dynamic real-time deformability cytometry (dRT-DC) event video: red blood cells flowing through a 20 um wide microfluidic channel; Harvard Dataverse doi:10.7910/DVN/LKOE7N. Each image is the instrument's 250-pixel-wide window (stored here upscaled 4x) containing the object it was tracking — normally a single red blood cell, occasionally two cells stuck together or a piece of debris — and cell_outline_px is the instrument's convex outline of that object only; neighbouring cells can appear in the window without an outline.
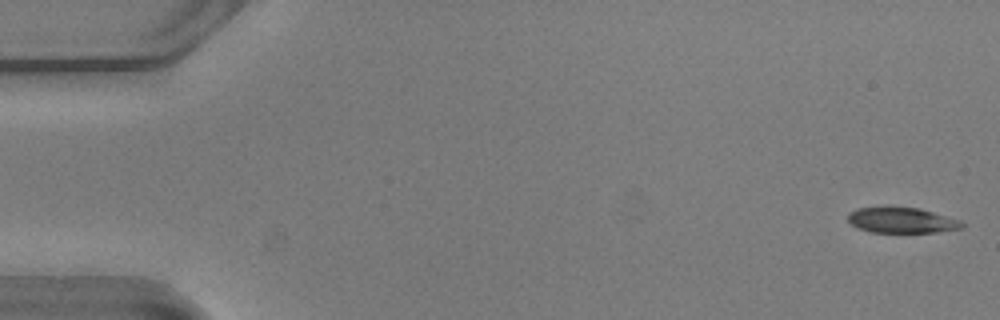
{"species": "common noctule bat (a hibernating species)", "species_latin": "Nyctalus noctula", "temperature_condition": "warm", "stored_images_in_passage": 54, "camera_frame_rate_fps": 3000, "um_per_image_px": 0.085, "animal": {"sex": "male", "body_mass_g": 20.5, "forearm_length_mm": 52.5}, "frame": {"image": 1, "passage_image": 1, "time_ms": 0.0, "image_size_px": [1000, 320], "cell_outline_px": [[964, 228], [936, 232], [868, 232], [856, 228], [848, 220], [848, 212], [856, 208], [884, 204], [888, 204], [920, 208], [960, 220], [964, 224]], "centroid_in_image_um": [76.57, 18.67], "position_along_channel_um": 8.4, "area_um2": 17.8}}
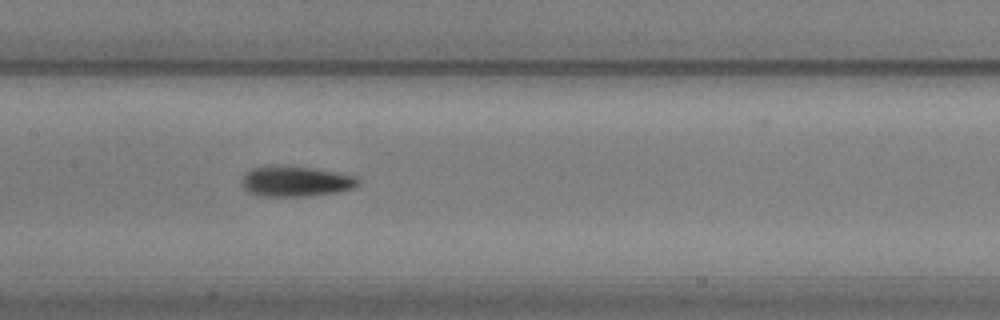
{"frame": {"image": 2, "passage_image": 26, "time_ms": 8.333, "image_size_px": [1000, 320], "cell_outline_px": [[360, 184], [352, 188], [336, 192], [308, 196], [256, 196], [248, 192], [244, 188], [244, 176], [252, 168], [312, 168], [356, 176], [360, 180]], "centroid_in_image_um": [25.2, 15.46], "position_along_channel_um": 182.2, "area_um2": 19.71}}
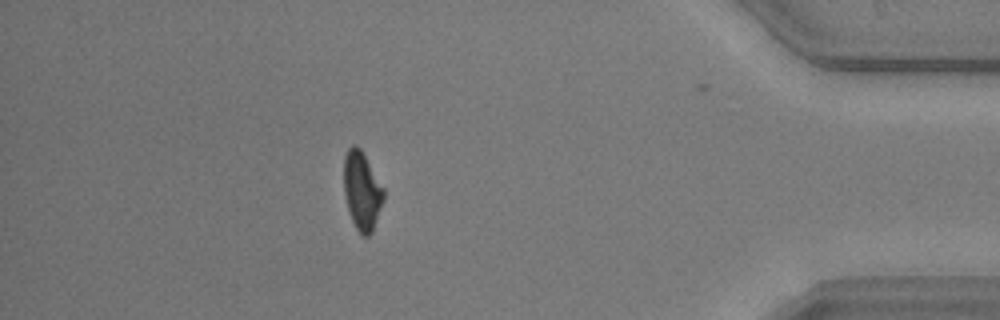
{"frame": {"image": 3, "passage_image": 47, "time_ms": 15.333, "image_size_px": [1000, 320], "cell_outline_px": [[384, 200], [372, 232], [368, 236], [364, 236], [356, 228], [348, 212], [344, 192], [344, 156], [348, 148], [352, 144], [356, 144], [360, 148], [384, 188]], "centroid_in_image_um": [30.76, 16.2], "position_along_channel_um": 404.4, "area_um2": 18.15}, "authors_computed_cell_mechanics": {"area_um2": 19.074, "velocity_mm_per_s": 3.8059, "shape_relaxation_time_tau1_ms": 3.0806, "shape_relaxation_time_tau2_ms": 4.0536, "deformation_change_tau1": 0.1457, "deformation_change_tau2": 0.0959}}